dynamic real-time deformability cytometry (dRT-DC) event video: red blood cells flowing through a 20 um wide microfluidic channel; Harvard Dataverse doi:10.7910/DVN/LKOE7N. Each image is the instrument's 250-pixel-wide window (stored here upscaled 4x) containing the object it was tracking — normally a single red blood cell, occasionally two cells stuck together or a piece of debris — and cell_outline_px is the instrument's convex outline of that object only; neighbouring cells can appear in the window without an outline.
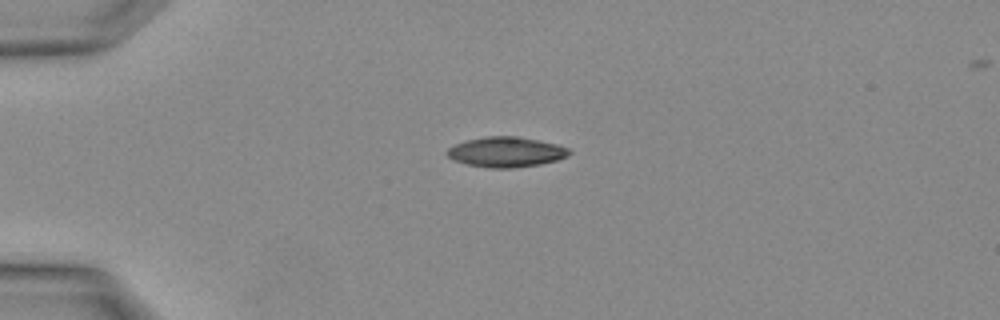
{"species": "Egyptian fruit bat (a non-hibernating species)", "species_latin": "Rousettus aegyptiacus", "temperature_condition": "warm", "stored_images_in_passage": 1, "camera_frame_rate_fps": 3000, "um_per_image_px": 0.085, "animal": {"sex": "female"}, "frame": {"image": 1, "passage_image": 1, "time_ms": 0.0, "image_size_px": [1000, 320], "cell_outline_px": [[572, 152], [568, 156], [556, 160], [540, 164], [512, 168], [488, 168], [468, 164], [456, 160], [448, 156], [444, 152], [448, 148], [456, 144], [468, 140], [488, 136], [516, 136], [556, 144], [568, 148]], "centroid_in_image_um": [43.02, 12.92], "position_along_channel_um": 42.0, "area_um2": 21.21}}